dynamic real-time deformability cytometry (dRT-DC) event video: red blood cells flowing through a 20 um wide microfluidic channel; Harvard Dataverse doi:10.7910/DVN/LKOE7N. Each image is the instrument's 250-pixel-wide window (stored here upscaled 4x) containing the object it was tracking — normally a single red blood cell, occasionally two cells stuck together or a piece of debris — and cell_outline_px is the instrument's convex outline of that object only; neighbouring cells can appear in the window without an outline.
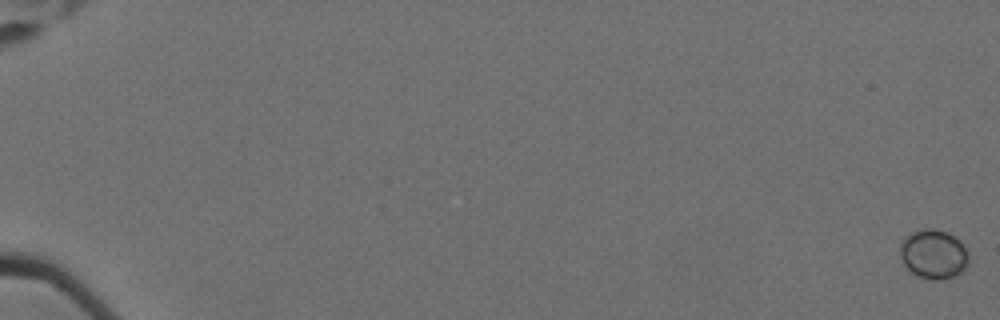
{"species": "Egyptian fruit bat (a non-hibernating species)", "species_latin": "Rousettus aegyptiacus", "temperature_condition": "cold", "stored_images_in_passage": 63, "camera_frame_rate_fps": 3000, "um_per_image_px": 0.085, "animal": {"sex": "female"}, "frame": {"image": 1, "passage_image": 1, "time_ms": 0.0, "image_size_px": [1000, 320], "cell_outline_px": [[968, 264], [964, 272], [956, 276], [940, 280], [928, 280], [916, 276], [904, 264], [900, 256], [900, 244], [904, 236], [912, 232], [924, 228], [936, 228], [948, 232], [960, 240], [968, 252]], "centroid_in_image_um": [79.37, 21.61], "position_along_channel_um": 5.6, "area_um2": 20.23}}
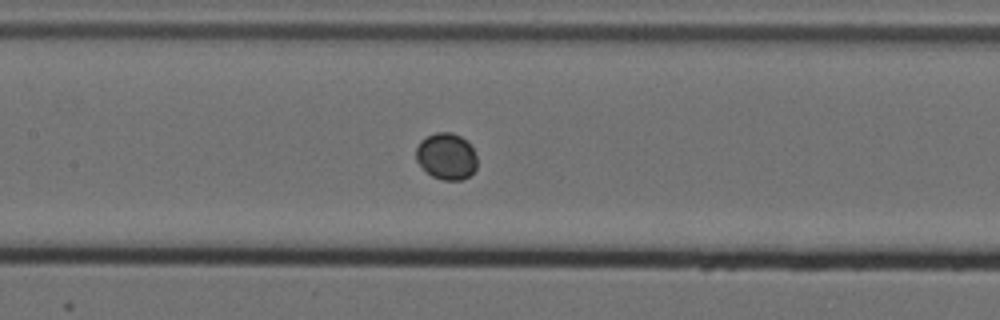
{"frame": {"image": 2, "passage_image": 33, "time_ms": 10.667, "image_size_px": [1000, 320], "cell_outline_px": [[476, 168], [468, 176], [460, 180], [444, 180], [432, 176], [416, 160], [416, 148], [420, 140], [436, 132], [452, 132], [460, 136], [472, 148], [476, 156]], "centroid_in_image_um": [37.93, 13.28], "position_along_channel_um": 169.5, "area_um2": 16.3}}
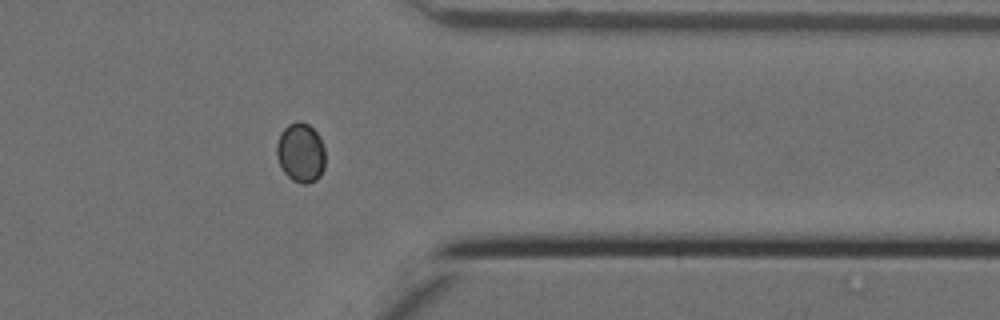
{"frame": {"image": 3, "passage_image": 52, "time_ms": 17.0, "image_size_px": [1000, 320], "cell_outline_px": [[324, 168], [320, 176], [316, 180], [308, 184], [300, 184], [292, 180], [280, 168], [276, 156], [276, 144], [280, 132], [288, 124], [296, 120], [300, 120], [308, 124], [316, 132], [324, 148]], "centroid_in_image_um": [25.53, 12.98], "position_along_channel_um": 385.9, "area_um2": 17.11}}